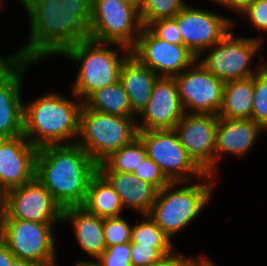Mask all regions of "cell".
Listing matches in <instances>:
<instances>
[{"instance_id": "1", "label": "cell", "mask_w": 267, "mask_h": 266, "mask_svg": "<svg viewBox=\"0 0 267 266\" xmlns=\"http://www.w3.org/2000/svg\"><path fill=\"white\" fill-rule=\"evenodd\" d=\"M29 17L26 44L9 57L40 63L80 41L92 40V0H19Z\"/></svg>"}, {"instance_id": "2", "label": "cell", "mask_w": 267, "mask_h": 266, "mask_svg": "<svg viewBox=\"0 0 267 266\" xmlns=\"http://www.w3.org/2000/svg\"><path fill=\"white\" fill-rule=\"evenodd\" d=\"M98 164L76 142L38 149L35 177L62 209L82 205Z\"/></svg>"}, {"instance_id": "3", "label": "cell", "mask_w": 267, "mask_h": 266, "mask_svg": "<svg viewBox=\"0 0 267 266\" xmlns=\"http://www.w3.org/2000/svg\"><path fill=\"white\" fill-rule=\"evenodd\" d=\"M71 93L69 99L52 90L24 103L23 135L33 146L39 149L77 142L83 101Z\"/></svg>"}, {"instance_id": "4", "label": "cell", "mask_w": 267, "mask_h": 266, "mask_svg": "<svg viewBox=\"0 0 267 266\" xmlns=\"http://www.w3.org/2000/svg\"><path fill=\"white\" fill-rule=\"evenodd\" d=\"M130 54L131 49L124 45L95 40L68 47L60 57L76 62L79 69L70 91L84 101L92 92L120 81L121 68Z\"/></svg>"}, {"instance_id": "5", "label": "cell", "mask_w": 267, "mask_h": 266, "mask_svg": "<svg viewBox=\"0 0 267 266\" xmlns=\"http://www.w3.org/2000/svg\"><path fill=\"white\" fill-rule=\"evenodd\" d=\"M214 177L205 174L197 179V182L189 185L186 182H171L161 188L148 213L149 217L171 239L189 226L201 214L205 206L209 205L214 191L213 187L216 186Z\"/></svg>"}, {"instance_id": "6", "label": "cell", "mask_w": 267, "mask_h": 266, "mask_svg": "<svg viewBox=\"0 0 267 266\" xmlns=\"http://www.w3.org/2000/svg\"><path fill=\"white\" fill-rule=\"evenodd\" d=\"M137 117L103 113L82 106L77 143L97 163L137 137Z\"/></svg>"}, {"instance_id": "7", "label": "cell", "mask_w": 267, "mask_h": 266, "mask_svg": "<svg viewBox=\"0 0 267 266\" xmlns=\"http://www.w3.org/2000/svg\"><path fill=\"white\" fill-rule=\"evenodd\" d=\"M234 36L235 34L231 30L217 44L204 50L197 57V60L210 73L223 82L253 77L265 64L262 62L256 67L250 66L253 65L252 60H254L257 52L263 47L264 38L262 36Z\"/></svg>"}, {"instance_id": "8", "label": "cell", "mask_w": 267, "mask_h": 266, "mask_svg": "<svg viewBox=\"0 0 267 266\" xmlns=\"http://www.w3.org/2000/svg\"><path fill=\"white\" fill-rule=\"evenodd\" d=\"M55 224L3 219L0 223V238L18 259L42 266H57Z\"/></svg>"}, {"instance_id": "9", "label": "cell", "mask_w": 267, "mask_h": 266, "mask_svg": "<svg viewBox=\"0 0 267 266\" xmlns=\"http://www.w3.org/2000/svg\"><path fill=\"white\" fill-rule=\"evenodd\" d=\"M92 40L132 49L143 28L139 10L122 0H92Z\"/></svg>"}, {"instance_id": "10", "label": "cell", "mask_w": 267, "mask_h": 266, "mask_svg": "<svg viewBox=\"0 0 267 266\" xmlns=\"http://www.w3.org/2000/svg\"><path fill=\"white\" fill-rule=\"evenodd\" d=\"M137 136L146 148L147 157L160 167L170 182L188 184L205 175L189 157L174 129L138 131Z\"/></svg>"}, {"instance_id": "11", "label": "cell", "mask_w": 267, "mask_h": 266, "mask_svg": "<svg viewBox=\"0 0 267 266\" xmlns=\"http://www.w3.org/2000/svg\"><path fill=\"white\" fill-rule=\"evenodd\" d=\"M34 64L8 55L0 60V138L23 135V74Z\"/></svg>"}, {"instance_id": "12", "label": "cell", "mask_w": 267, "mask_h": 266, "mask_svg": "<svg viewBox=\"0 0 267 266\" xmlns=\"http://www.w3.org/2000/svg\"><path fill=\"white\" fill-rule=\"evenodd\" d=\"M174 18L183 45L197 57L222 40L236 25L233 18L188 4Z\"/></svg>"}, {"instance_id": "13", "label": "cell", "mask_w": 267, "mask_h": 266, "mask_svg": "<svg viewBox=\"0 0 267 266\" xmlns=\"http://www.w3.org/2000/svg\"><path fill=\"white\" fill-rule=\"evenodd\" d=\"M174 78L185 113L218 115L225 82L210 73L198 60Z\"/></svg>"}, {"instance_id": "14", "label": "cell", "mask_w": 267, "mask_h": 266, "mask_svg": "<svg viewBox=\"0 0 267 266\" xmlns=\"http://www.w3.org/2000/svg\"><path fill=\"white\" fill-rule=\"evenodd\" d=\"M219 117L185 113L174 130L189 157L205 173L215 176V137Z\"/></svg>"}, {"instance_id": "15", "label": "cell", "mask_w": 267, "mask_h": 266, "mask_svg": "<svg viewBox=\"0 0 267 266\" xmlns=\"http://www.w3.org/2000/svg\"><path fill=\"white\" fill-rule=\"evenodd\" d=\"M131 54L159 77L177 76L197 60V56L184 45L161 40L146 27L142 28Z\"/></svg>"}, {"instance_id": "16", "label": "cell", "mask_w": 267, "mask_h": 266, "mask_svg": "<svg viewBox=\"0 0 267 266\" xmlns=\"http://www.w3.org/2000/svg\"><path fill=\"white\" fill-rule=\"evenodd\" d=\"M62 218V207L36 177L9 190L8 212L4 219L61 224Z\"/></svg>"}, {"instance_id": "17", "label": "cell", "mask_w": 267, "mask_h": 266, "mask_svg": "<svg viewBox=\"0 0 267 266\" xmlns=\"http://www.w3.org/2000/svg\"><path fill=\"white\" fill-rule=\"evenodd\" d=\"M185 114L174 77H159L147 105L137 115L138 131L174 129ZM141 118V119H140Z\"/></svg>"}, {"instance_id": "18", "label": "cell", "mask_w": 267, "mask_h": 266, "mask_svg": "<svg viewBox=\"0 0 267 266\" xmlns=\"http://www.w3.org/2000/svg\"><path fill=\"white\" fill-rule=\"evenodd\" d=\"M37 152L24 135L0 138V184L11 190L33 180Z\"/></svg>"}, {"instance_id": "19", "label": "cell", "mask_w": 267, "mask_h": 266, "mask_svg": "<svg viewBox=\"0 0 267 266\" xmlns=\"http://www.w3.org/2000/svg\"><path fill=\"white\" fill-rule=\"evenodd\" d=\"M262 131L267 132L252 119L219 117L215 137V173L223 155L231 154L239 158L249 154Z\"/></svg>"}, {"instance_id": "20", "label": "cell", "mask_w": 267, "mask_h": 266, "mask_svg": "<svg viewBox=\"0 0 267 266\" xmlns=\"http://www.w3.org/2000/svg\"><path fill=\"white\" fill-rule=\"evenodd\" d=\"M62 222L72 224L78 246L93 260L98 259L107 249L103 218L89 212L82 205L64 208Z\"/></svg>"}, {"instance_id": "21", "label": "cell", "mask_w": 267, "mask_h": 266, "mask_svg": "<svg viewBox=\"0 0 267 266\" xmlns=\"http://www.w3.org/2000/svg\"><path fill=\"white\" fill-rule=\"evenodd\" d=\"M99 172L113 186L124 209H130L140 215L150 212L158 194V189L154 185L128 172Z\"/></svg>"}, {"instance_id": "22", "label": "cell", "mask_w": 267, "mask_h": 266, "mask_svg": "<svg viewBox=\"0 0 267 266\" xmlns=\"http://www.w3.org/2000/svg\"><path fill=\"white\" fill-rule=\"evenodd\" d=\"M159 76L130 54L123 63L120 81L128 94L132 111L138 115L147 105Z\"/></svg>"}, {"instance_id": "23", "label": "cell", "mask_w": 267, "mask_h": 266, "mask_svg": "<svg viewBox=\"0 0 267 266\" xmlns=\"http://www.w3.org/2000/svg\"><path fill=\"white\" fill-rule=\"evenodd\" d=\"M254 99V76L225 82L220 118L251 119Z\"/></svg>"}, {"instance_id": "24", "label": "cell", "mask_w": 267, "mask_h": 266, "mask_svg": "<svg viewBox=\"0 0 267 266\" xmlns=\"http://www.w3.org/2000/svg\"><path fill=\"white\" fill-rule=\"evenodd\" d=\"M82 206L101 218L120 217L124 210L119 195L99 171L90 180Z\"/></svg>"}, {"instance_id": "25", "label": "cell", "mask_w": 267, "mask_h": 266, "mask_svg": "<svg viewBox=\"0 0 267 266\" xmlns=\"http://www.w3.org/2000/svg\"><path fill=\"white\" fill-rule=\"evenodd\" d=\"M83 106L111 115L137 117L121 81L92 92L83 101Z\"/></svg>"}, {"instance_id": "26", "label": "cell", "mask_w": 267, "mask_h": 266, "mask_svg": "<svg viewBox=\"0 0 267 266\" xmlns=\"http://www.w3.org/2000/svg\"><path fill=\"white\" fill-rule=\"evenodd\" d=\"M147 157L146 148L137 136L129 144L111 153L98 164V171H114L132 173Z\"/></svg>"}, {"instance_id": "27", "label": "cell", "mask_w": 267, "mask_h": 266, "mask_svg": "<svg viewBox=\"0 0 267 266\" xmlns=\"http://www.w3.org/2000/svg\"><path fill=\"white\" fill-rule=\"evenodd\" d=\"M143 218L132 225L131 241L135 244L156 248L164 257L176 250L163 230L149 217L148 214L140 215Z\"/></svg>"}, {"instance_id": "28", "label": "cell", "mask_w": 267, "mask_h": 266, "mask_svg": "<svg viewBox=\"0 0 267 266\" xmlns=\"http://www.w3.org/2000/svg\"><path fill=\"white\" fill-rule=\"evenodd\" d=\"M186 5L185 0H142L139 9L141 24L146 27L158 19L174 18Z\"/></svg>"}, {"instance_id": "29", "label": "cell", "mask_w": 267, "mask_h": 266, "mask_svg": "<svg viewBox=\"0 0 267 266\" xmlns=\"http://www.w3.org/2000/svg\"><path fill=\"white\" fill-rule=\"evenodd\" d=\"M251 119L267 131V65L254 75V99Z\"/></svg>"}, {"instance_id": "30", "label": "cell", "mask_w": 267, "mask_h": 266, "mask_svg": "<svg viewBox=\"0 0 267 266\" xmlns=\"http://www.w3.org/2000/svg\"><path fill=\"white\" fill-rule=\"evenodd\" d=\"M104 240L107 247L131 241L132 225L123 216L103 218Z\"/></svg>"}, {"instance_id": "31", "label": "cell", "mask_w": 267, "mask_h": 266, "mask_svg": "<svg viewBox=\"0 0 267 266\" xmlns=\"http://www.w3.org/2000/svg\"><path fill=\"white\" fill-rule=\"evenodd\" d=\"M135 177L154 185L158 190L171 182L161 171L160 167L149 157H146L132 172Z\"/></svg>"}, {"instance_id": "32", "label": "cell", "mask_w": 267, "mask_h": 266, "mask_svg": "<svg viewBox=\"0 0 267 266\" xmlns=\"http://www.w3.org/2000/svg\"><path fill=\"white\" fill-rule=\"evenodd\" d=\"M146 28L157 38L166 42L183 45L175 18L158 19L149 23Z\"/></svg>"}, {"instance_id": "33", "label": "cell", "mask_w": 267, "mask_h": 266, "mask_svg": "<svg viewBox=\"0 0 267 266\" xmlns=\"http://www.w3.org/2000/svg\"><path fill=\"white\" fill-rule=\"evenodd\" d=\"M131 242L107 247L98 258L103 266H132L130 260Z\"/></svg>"}, {"instance_id": "34", "label": "cell", "mask_w": 267, "mask_h": 266, "mask_svg": "<svg viewBox=\"0 0 267 266\" xmlns=\"http://www.w3.org/2000/svg\"><path fill=\"white\" fill-rule=\"evenodd\" d=\"M241 14L255 30L267 34V0H253Z\"/></svg>"}, {"instance_id": "35", "label": "cell", "mask_w": 267, "mask_h": 266, "mask_svg": "<svg viewBox=\"0 0 267 266\" xmlns=\"http://www.w3.org/2000/svg\"><path fill=\"white\" fill-rule=\"evenodd\" d=\"M164 256L154 247L131 242L130 260L132 266H148L159 262Z\"/></svg>"}, {"instance_id": "36", "label": "cell", "mask_w": 267, "mask_h": 266, "mask_svg": "<svg viewBox=\"0 0 267 266\" xmlns=\"http://www.w3.org/2000/svg\"><path fill=\"white\" fill-rule=\"evenodd\" d=\"M188 256L178 252L176 249L170 255L165 256L159 262L150 264L148 266H179Z\"/></svg>"}, {"instance_id": "37", "label": "cell", "mask_w": 267, "mask_h": 266, "mask_svg": "<svg viewBox=\"0 0 267 266\" xmlns=\"http://www.w3.org/2000/svg\"><path fill=\"white\" fill-rule=\"evenodd\" d=\"M253 0H220V5L228 10L234 11L238 15L251 4Z\"/></svg>"}, {"instance_id": "38", "label": "cell", "mask_w": 267, "mask_h": 266, "mask_svg": "<svg viewBox=\"0 0 267 266\" xmlns=\"http://www.w3.org/2000/svg\"><path fill=\"white\" fill-rule=\"evenodd\" d=\"M16 259L6 243L0 238V266H10Z\"/></svg>"}, {"instance_id": "39", "label": "cell", "mask_w": 267, "mask_h": 266, "mask_svg": "<svg viewBox=\"0 0 267 266\" xmlns=\"http://www.w3.org/2000/svg\"><path fill=\"white\" fill-rule=\"evenodd\" d=\"M9 190L0 184V223L7 216Z\"/></svg>"}, {"instance_id": "40", "label": "cell", "mask_w": 267, "mask_h": 266, "mask_svg": "<svg viewBox=\"0 0 267 266\" xmlns=\"http://www.w3.org/2000/svg\"><path fill=\"white\" fill-rule=\"evenodd\" d=\"M10 266H42L36 262L16 258Z\"/></svg>"}, {"instance_id": "41", "label": "cell", "mask_w": 267, "mask_h": 266, "mask_svg": "<svg viewBox=\"0 0 267 266\" xmlns=\"http://www.w3.org/2000/svg\"><path fill=\"white\" fill-rule=\"evenodd\" d=\"M203 256V254L200 257L197 256V266H217L215 262L213 263L212 259Z\"/></svg>"}, {"instance_id": "42", "label": "cell", "mask_w": 267, "mask_h": 266, "mask_svg": "<svg viewBox=\"0 0 267 266\" xmlns=\"http://www.w3.org/2000/svg\"><path fill=\"white\" fill-rule=\"evenodd\" d=\"M76 266H103L102 263L98 259H94V261H85L83 259L78 260L75 263Z\"/></svg>"}, {"instance_id": "43", "label": "cell", "mask_w": 267, "mask_h": 266, "mask_svg": "<svg viewBox=\"0 0 267 266\" xmlns=\"http://www.w3.org/2000/svg\"><path fill=\"white\" fill-rule=\"evenodd\" d=\"M179 266H197V257H187Z\"/></svg>"}, {"instance_id": "44", "label": "cell", "mask_w": 267, "mask_h": 266, "mask_svg": "<svg viewBox=\"0 0 267 266\" xmlns=\"http://www.w3.org/2000/svg\"><path fill=\"white\" fill-rule=\"evenodd\" d=\"M122 1L134 5L138 10L140 9L142 4V0H122Z\"/></svg>"}, {"instance_id": "45", "label": "cell", "mask_w": 267, "mask_h": 266, "mask_svg": "<svg viewBox=\"0 0 267 266\" xmlns=\"http://www.w3.org/2000/svg\"><path fill=\"white\" fill-rule=\"evenodd\" d=\"M211 1H213L214 3L220 4V0H211Z\"/></svg>"}]
</instances>
